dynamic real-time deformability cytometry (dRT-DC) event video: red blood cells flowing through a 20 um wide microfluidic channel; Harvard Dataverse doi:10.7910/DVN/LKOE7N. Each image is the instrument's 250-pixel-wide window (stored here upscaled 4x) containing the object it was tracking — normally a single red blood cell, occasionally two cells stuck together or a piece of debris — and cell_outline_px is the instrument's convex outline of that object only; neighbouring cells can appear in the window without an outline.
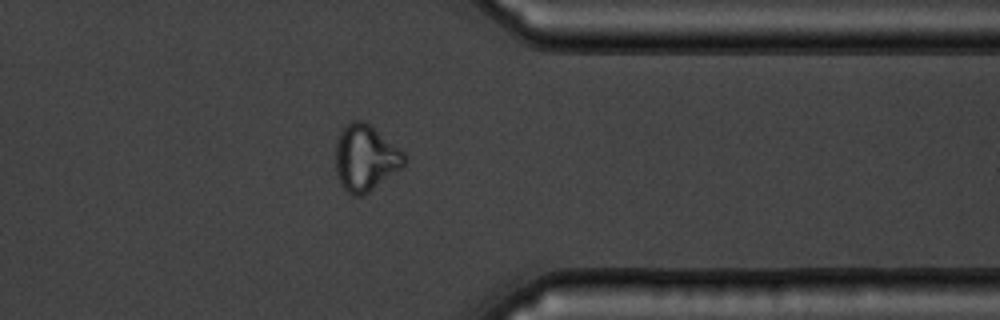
{"species": "common noctule bat (a hibernating species)", "species_latin": "Nyctalus noctula", "temperature_condition": "warm", "stored_images_in_passage": 38, "camera_frame_rate_fps": 3000, "um_per_image_px": 0.085, "animal": {"sex": "male", "body_mass_g": 19.5, "forearm_length_mm": 54.6}, "frame": {"image": 1, "passage_image": 27, "time_ms": 8.667, "image_size_px": [1000, 320], "cell_outline_px": [[408, 160], [400, 168], [368, 192], [360, 196], [356, 196], [348, 192], [340, 184], [336, 172], [336, 140], [340, 132], [352, 120], [364, 120], [400, 148], [404, 152]], "centroid_in_image_um": [31.06, 13.4], "position_along_channel_um": 380.3, "area_um2": 26.24}, "authors_computed_cell_mechanics": {"area_um2": 27.3105, "velocity_mm_per_s": 3.8089, "shape_relaxation_time_tau1_ms": null, "shape_relaxation_time_tau2_ms": 1.8513, "deformation_change_tau1": null, "deformation_change_tau2": 0.0793}}